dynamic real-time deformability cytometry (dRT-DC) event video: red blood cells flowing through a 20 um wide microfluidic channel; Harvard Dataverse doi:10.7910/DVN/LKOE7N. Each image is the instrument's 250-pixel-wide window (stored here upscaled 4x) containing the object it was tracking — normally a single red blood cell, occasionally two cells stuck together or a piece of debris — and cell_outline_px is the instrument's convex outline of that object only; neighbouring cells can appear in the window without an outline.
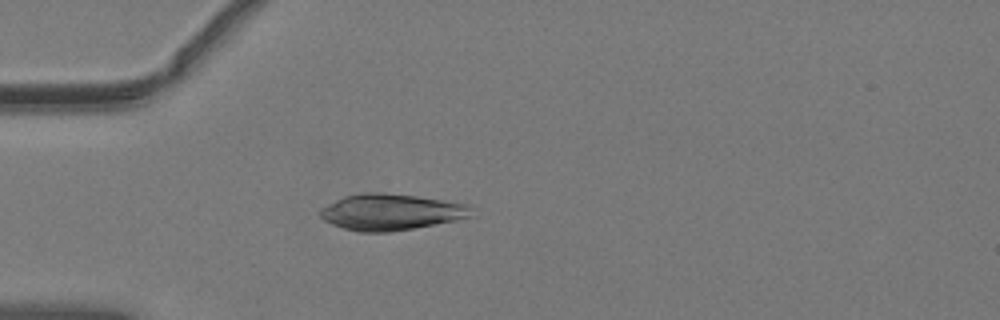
{"species": "common noctule bat (a hibernating species)", "species_latin": "Nyctalus noctula", "temperature_condition": "warm", "stored_images_in_passage": 51, "camera_frame_rate_fps": 3000, "um_per_image_px": 0.085, "animal": {"sex": "male", "body_mass_g": 19.2, "forearm_length_mm": 51.8}, "frame": {"image": 1, "passage_image": 15, "time_ms": 4.667, "image_size_px": [1000, 320], "cell_outline_px": [[468, 216], [456, 220], [392, 232], [360, 232], [344, 228], [332, 224], [324, 220], [320, 216], [320, 208], [344, 196], [364, 192], [384, 192], [416, 196], [468, 204]], "centroid_in_image_um": [33.15, 18.02], "position_along_channel_um": 51.9, "area_um2": 31.56}}
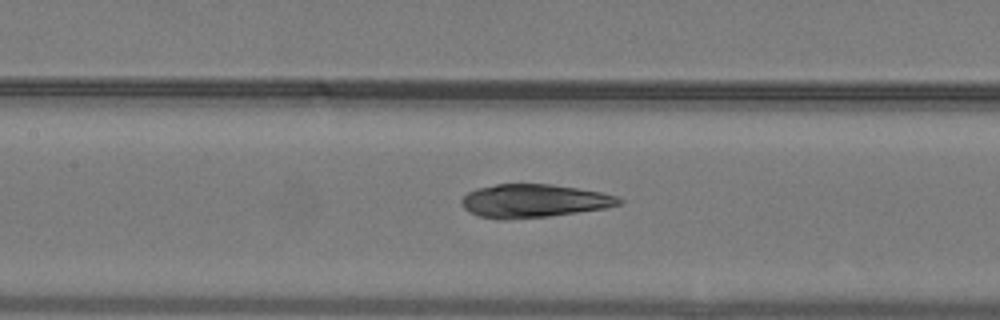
{"frame": {"image": 2, "passage_image": 24, "time_ms": 7.667, "image_size_px": [1000, 320], "cell_outline_px": [[624, 200], [620, 204], [604, 208], [548, 216], [508, 220], [500, 220], [480, 216], [468, 212], [460, 204], [460, 200], [468, 192], [476, 188], [496, 184], [552, 184], [600, 192], [616, 196]], "centroid_in_image_um": [45.31, 17.08], "position_along_channel_um": 162.1, "area_um2": 30.52}}
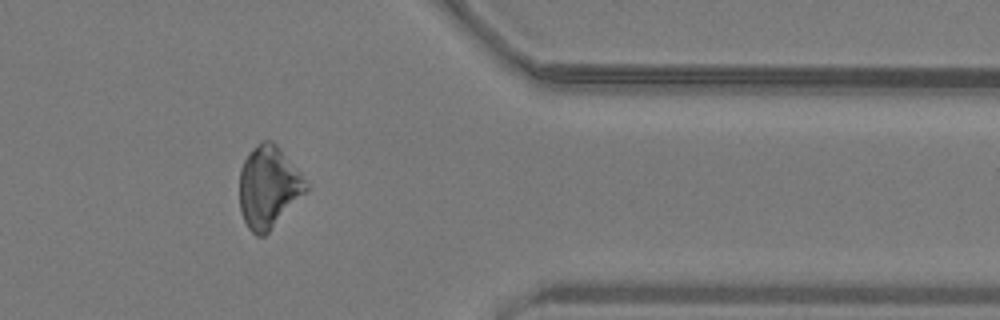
{"frame": {"image": 3, "passage_image": 42, "time_ms": 13.667, "image_size_px": [1000, 320], "cell_outline_px": [[308, 188], [268, 232], [264, 236], [256, 236], [248, 228], [240, 212], [240, 168], [248, 152], [252, 148], [264, 140], [272, 140], [280, 148], [308, 184]], "centroid_in_image_um": [22.78, 15.89], "position_along_channel_um": 388.6, "area_um2": 31.15}}